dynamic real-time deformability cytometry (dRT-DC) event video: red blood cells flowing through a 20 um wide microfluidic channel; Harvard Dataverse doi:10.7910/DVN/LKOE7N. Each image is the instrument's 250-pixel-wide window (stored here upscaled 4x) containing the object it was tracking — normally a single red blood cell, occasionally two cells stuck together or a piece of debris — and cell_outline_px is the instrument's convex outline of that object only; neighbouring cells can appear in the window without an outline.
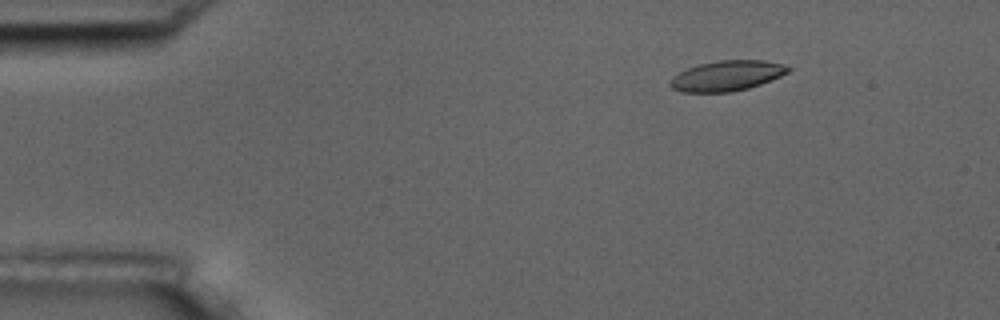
{"species": "common noctule bat (a hibernating species)", "species_latin": "Nyctalus noctula", "temperature_condition": "room temperature", "stored_images_in_passage": 51, "camera_frame_rate_fps": 3000, "um_per_image_px": 0.085, "animal": {"sex": "male", "body_mass_g": 17.5, "forearm_length_mm": 52.3}, "frame": {"image": 1, "passage_image": 3, "time_ms": 0.667, "image_size_px": [1000, 320], "cell_outline_px": [[792, 68], [788, 72], [780, 76], [760, 84], [748, 88], [732, 92], [680, 92], [672, 88], [668, 84], [672, 76], [688, 68], [700, 64], [716, 60], [764, 60], [784, 64]], "centroid_in_image_um": [61.77, 6.44], "position_along_channel_um": 23.2, "area_um2": 20.87}}
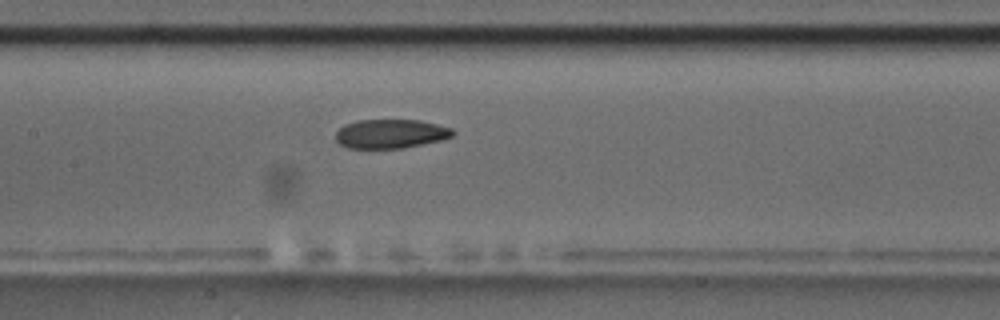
{"frame": {"image": 2, "passage_image": 22, "time_ms": 7.0, "image_size_px": [1000, 320], "cell_outline_px": [[456, 132], [452, 136], [440, 140], [404, 148], [348, 148], [340, 144], [336, 140], [336, 132], [344, 124], [356, 120], [420, 120], [452, 128]], "centroid_in_image_um": [33.2, 11.36], "position_along_channel_um": 174.2, "area_um2": 19.83}}
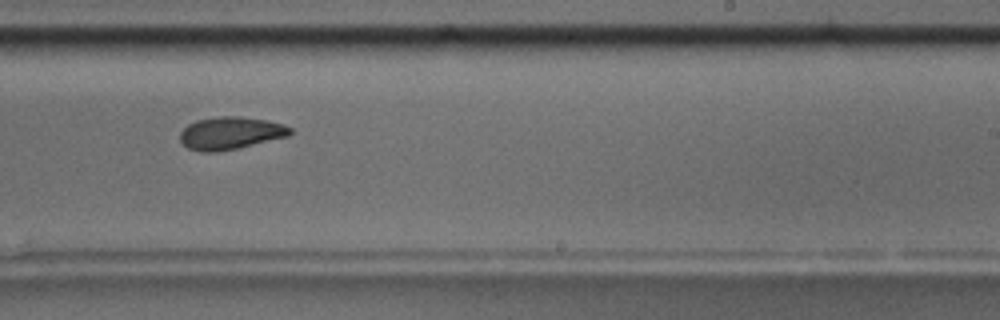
{"frame": {"image": 3, "passage_image": 30, "time_ms": 9.667, "image_size_px": [1000, 320], "cell_outline_px": [[292, 132], [288, 136], [236, 148], [216, 152], [200, 152], [188, 148], [180, 140], [180, 132], [188, 124], [196, 120], [216, 116], [240, 116], [268, 120], [292, 128]], "centroid_in_image_um": [19.56, 11.3], "position_along_channel_um": 269.4, "area_um2": 20.81}, "authors_computed_cell_mechanics": {"area_um2": 20.9814, "velocity_mm_per_s": 3.5818, "shape_relaxation_time_tau1_ms": null, "shape_relaxation_time_tau2_ms": 4.1362, "deformation_change_tau1": null, "deformation_change_tau2": 0.0816}}